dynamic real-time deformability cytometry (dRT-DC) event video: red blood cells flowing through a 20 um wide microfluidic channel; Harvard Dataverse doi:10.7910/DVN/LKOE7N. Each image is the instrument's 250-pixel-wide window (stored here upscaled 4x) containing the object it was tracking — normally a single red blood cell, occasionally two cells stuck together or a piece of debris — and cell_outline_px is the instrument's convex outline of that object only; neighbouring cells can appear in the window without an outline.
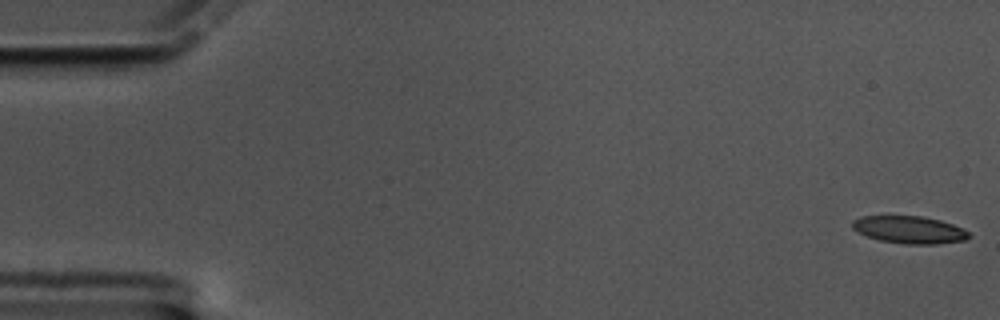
{"species": "common noctule bat (a hibernating species)", "species_latin": "Nyctalus noctula", "temperature_condition": "cold", "stored_images_in_passage": 59, "camera_frame_rate_fps": 3000, "um_per_image_px": 0.085, "animal": {"sex": "male", "body_mass_g": 17.5, "forearm_length_mm": 52.3}, "frame": {"image": 1, "passage_image": 1, "time_ms": 0.0, "image_size_px": [1000, 320], "cell_outline_px": [[972, 236], [964, 240], [936, 244], [904, 244], [880, 240], [868, 236], [852, 228], [852, 220], [860, 216], [920, 216], [940, 220], [964, 228]], "centroid_in_image_um": [77.31, 19.52], "position_along_channel_um": 7.7, "area_um2": 18.55}}
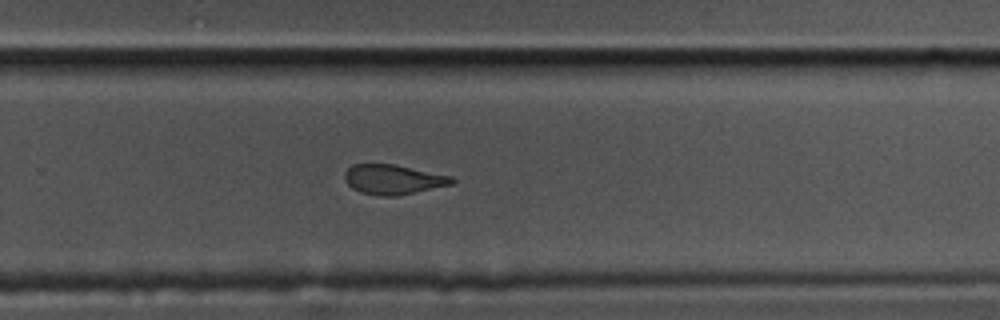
{"frame": {"image": 2, "passage_image": 39, "time_ms": 12.667, "image_size_px": [1000, 320], "cell_outline_px": [[456, 180], [452, 184], [396, 196], [380, 196], [360, 192], [352, 188], [344, 180], [344, 172], [352, 164], [396, 164], [452, 176]], "centroid_in_image_um": [33.4, 15.24], "position_along_channel_um": 296.4, "area_um2": 18.67}}
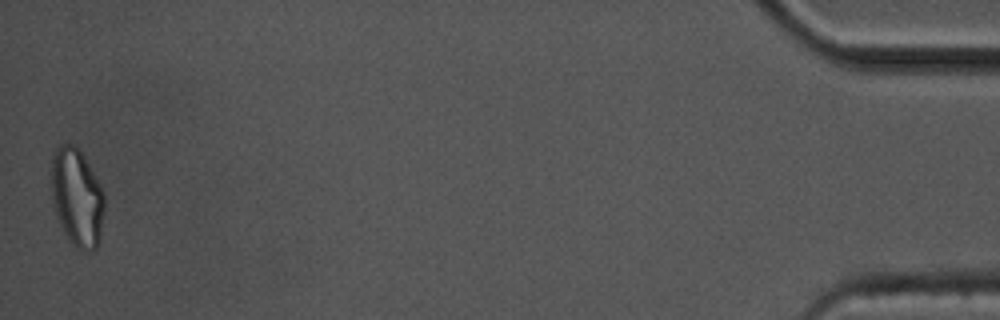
{"frame": {"image": 3, "passage_image": 59, "time_ms": 19.333, "image_size_px": [1000, 320], "cell_outline_px": [[104, 212], [100, 240], [96, 248], [92, 252], [80, 252], [72, 244], [64, 232], [56, 216], [52, 204], [52, 152], [60, 144], [76, 144], [80, 148], [100, 184], [104, 192]], "centroid_in_image_um": [6.55, 16.79], "position_along_channel_um": 428.6, "area_um2": 30.92}, "authors_computed_cell_mechanics": {"area_um2": 19.5942, "velocity_mm_per_s": 3.3819, "shape_relaxation_time_tau1_ms": null, "shape_relaxation_time_tau2_ms": 2.0045, "deformation_change_tau1": null, "deformation_change_tau2": 0.0782}}